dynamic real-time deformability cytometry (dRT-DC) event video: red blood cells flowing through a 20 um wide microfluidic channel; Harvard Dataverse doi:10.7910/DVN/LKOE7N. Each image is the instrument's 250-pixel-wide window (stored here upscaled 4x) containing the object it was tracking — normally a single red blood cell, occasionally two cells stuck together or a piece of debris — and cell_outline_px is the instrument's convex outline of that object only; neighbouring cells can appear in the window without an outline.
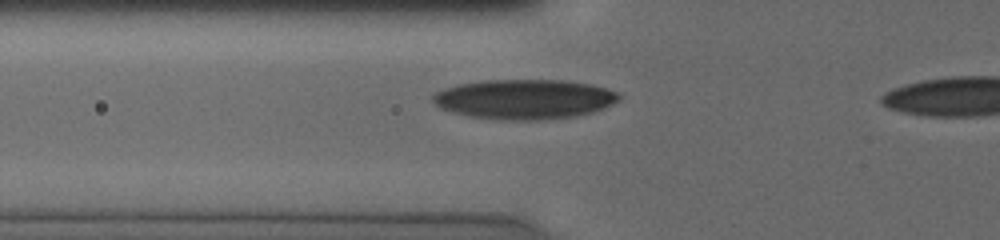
{"species": "human", "species_latin": "Homo sapiens", "temperature_condition": "cold", "stored_images_in_passage": 4, "camera_frame_rate_fps": 3000, "um_per_image_px": 0.085, "donor": {"sex": "male"}, "frame": {"image": 1, "passage_image": 3, "time_ms": 2.333, "image_size_px": [1000, 240], "cell_outline_px": [[620, 100], [604, 108], [592, 112], [576, 116], [544, 120], [492, 120], [472, 116], [440, 108], [432, 100], [432, 96], [436, 92], [444, 88], [456, 84], [480, 80], [564, 80], [588, 84], [604, 88], [616, 92], [620, 96]], "centroid_in_image_um": [44.55, 8.43], "position_along_channel_um": 81.2, "area_um2": 43.23}}